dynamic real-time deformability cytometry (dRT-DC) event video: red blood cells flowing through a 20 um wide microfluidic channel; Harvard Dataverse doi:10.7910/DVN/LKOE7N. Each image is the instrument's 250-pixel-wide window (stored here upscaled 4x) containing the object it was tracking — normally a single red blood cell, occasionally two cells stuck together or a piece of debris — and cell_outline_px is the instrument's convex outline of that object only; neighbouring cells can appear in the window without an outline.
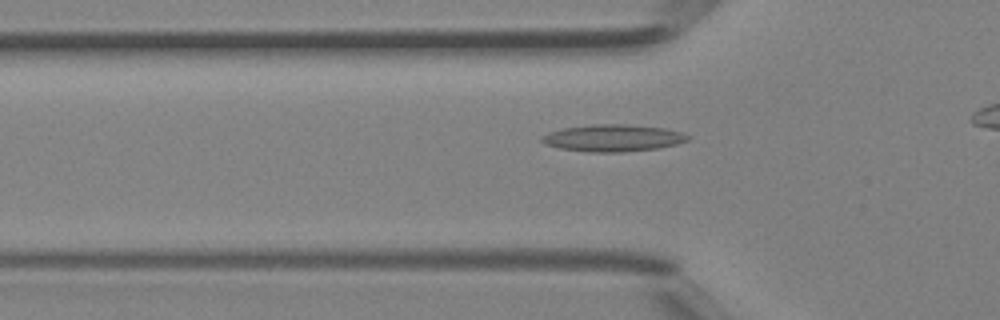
{"species": "Egyptian fruit bat (a non-hibernating species)", "species_latin": "Rousettus aegyptiacus", "temperature_condition": "room temperature", "stored_images_in_passage": 28, "camera_frame_rate_fps": 3000, "um_per_image_px": 0.085, "animal": {"sex": "female"}, "frame": {"image": 1, "passage_image": 7, "time_ms": 2.0, "image_size_px": [1000, 320], "cell_outline_px": [[692, 136], [688, 140], [676, 144], [660, 148], [624, 152], [588, 152], [560, 148], [544, 144], [540, 140], [540, 136], [548, 132], [564, 128], [592, 124], [628, 124], [664, 128], [680, 132]], "centroid_in_image_um": [52.09, 11.73], "position_along_channel_um": 73.7, "area_um2": 23.12}}
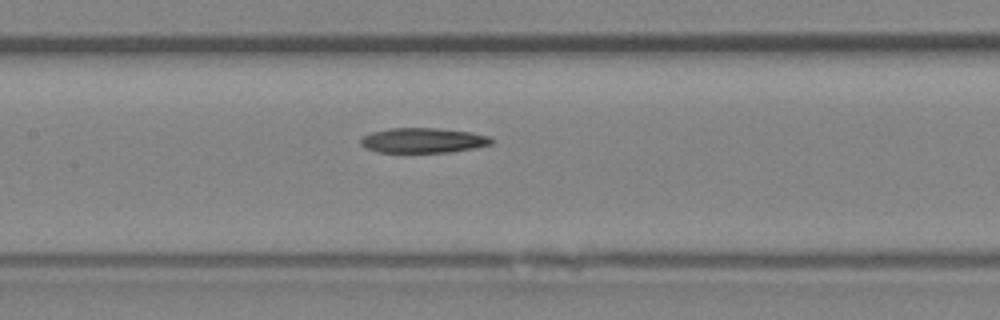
{"frame": {"image": 2, "passage_image": 13, "time_ms": 4.0, "image_size_px": [1000, 320], "cell_outline_px": [[492, 144], [452, 152], [376, 152], [364, 148], [360, 144], [360, 140], [364, 136], [372, 132], [388, 128], [436, 128], [472, 132], [492, 136]], "centroid_in_image_um": [35.96, 11.93], "position_along_channel_um": 171.4, "area_um2": 19.13}}
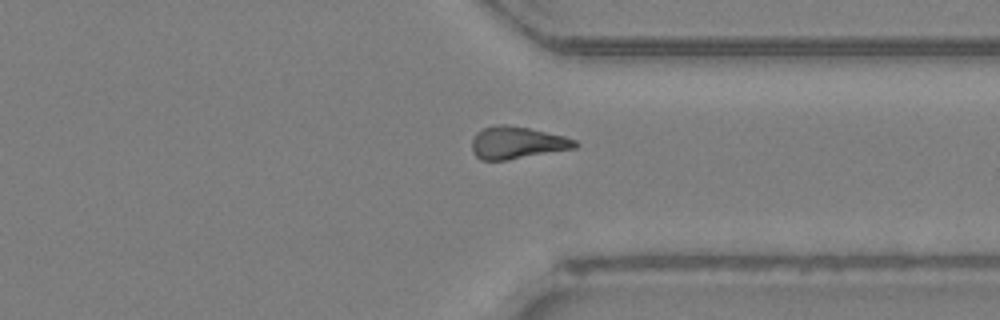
{"frame": {"image": 3, "passage_image": 25, "time_ms": 8.0, "image_size_px": [1000, 320], "cell_outline_px": [[580, 144], [576, 148], [508, 160], [480, 160], [472, 152], [472, 140], [476, 132], [484, 128], [496, 124], [504, 124], [528, 128], [564, 136], [576, 140]], "centroid_in_image_um": [43.94, 12.14], "position_along_channel_um": 367.5, "area_um2": 19.48}}